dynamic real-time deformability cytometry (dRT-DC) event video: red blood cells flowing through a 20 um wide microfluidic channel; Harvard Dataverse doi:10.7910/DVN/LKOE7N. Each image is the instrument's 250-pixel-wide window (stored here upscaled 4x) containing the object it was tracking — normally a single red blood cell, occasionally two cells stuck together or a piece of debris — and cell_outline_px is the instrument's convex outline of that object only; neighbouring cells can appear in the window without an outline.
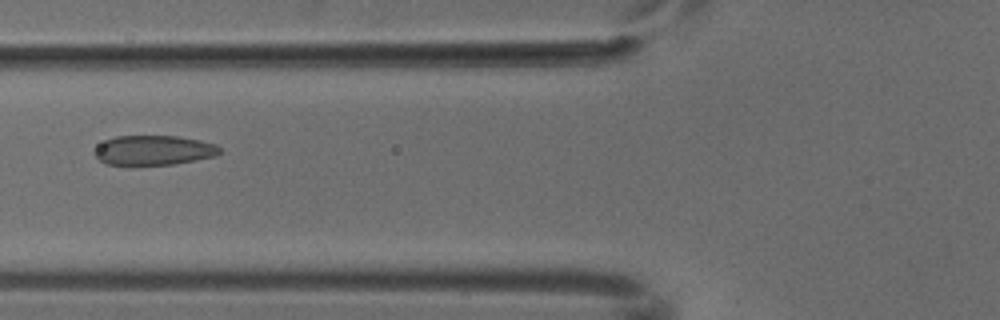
{"species": "common noctule bat (a hibernating species)", "species_latin": "Nyctalus noctula", "temperature_condition": "cold", "stored_images_in_passage": 7, "camera_frame_rate_fps": 3000, "um_per_image_px": 0.085, "animal": {"sex": "male", "body_mass_g": 18.8}, "frame": {"image": 1, "passage_image": 6, "time_ms": 1.667, "image_size_px": [1000, 320], "cell_outline_px": [[224, 152], [216, 156], [196, 160], [172, 164], [104, 164], [92, 152], [104, 140], [116, 136], [176, 136], [200, 140], [216, 144]], "centroid_in_image_um": [13.09, 12.76], "position_along_channel_um": 112.7, "area_um2": 21.62}}
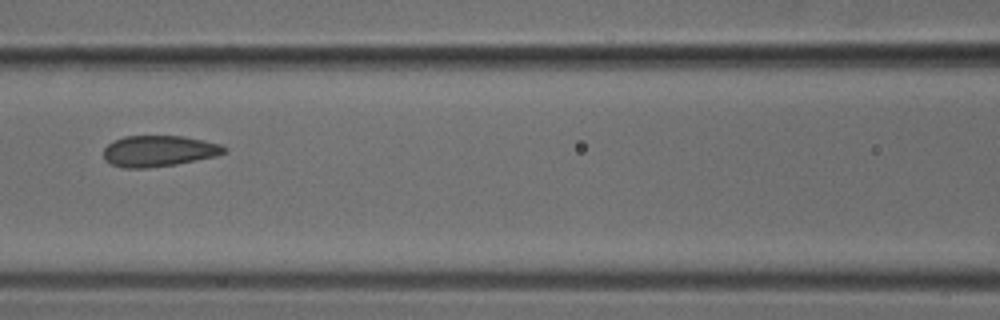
{"frame": {"image": 2, "passage_image": 7, "time_ms": 2.0, "image_size_px": [1000, 320], "cell_outline_px": [[228, 152], [216, 156], [176, 164], [148, 168], [124, 168], [112, 164], [104, 160], [104, 148], [108, 144], [124, 136], [184, 136], [204, 140], [220, 144], [228, 148]], "centroid_in_image_um": [13.53, 12.83], "position_along_channel_um": 153.1, "area_um2": 21.91}}